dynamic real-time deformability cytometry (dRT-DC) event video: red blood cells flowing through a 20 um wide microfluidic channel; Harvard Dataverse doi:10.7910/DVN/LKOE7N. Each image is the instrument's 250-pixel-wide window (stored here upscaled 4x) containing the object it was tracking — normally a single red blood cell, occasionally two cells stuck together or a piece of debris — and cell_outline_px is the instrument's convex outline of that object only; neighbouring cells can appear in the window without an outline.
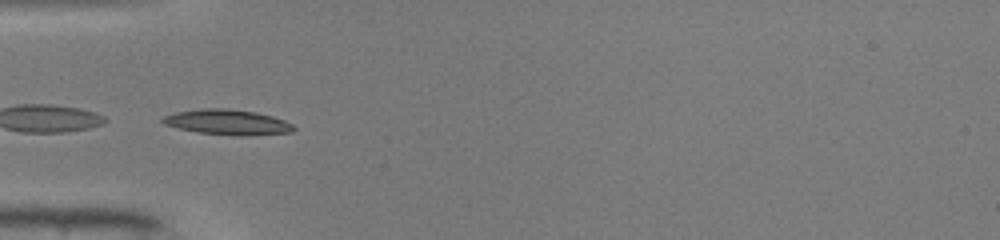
{"species": "common noctule bat (a hibernating species)", "species_latin": "Nyctalus noctula", "temperature_condition": "warm", "stored_images_in_passage": 4, "camera_frame_rate_fps": 3000, "um_per_image_px": 0.085, "animal": {"sex": "male", "body_mass_g": 19.0, "forearm_length_mm": 50.8}, "frame": {"image": 1, "passage_image": 1, "time_ms": 0.0, "image_size_px": [1000, 240], "cell_outline_px": [[296, 128], [292, 132], [200, 132], [180, 128], [164, 124], [160, 120], [164, 116], [176, 112], [204, 108], [228, 108], [256, 112], [272, 116], [284, 120], [292, 124]], "centroid_in_image_um": [19.25, 10.3], "position_along_channel_um": 65.7, "area_um2": 17.74}}